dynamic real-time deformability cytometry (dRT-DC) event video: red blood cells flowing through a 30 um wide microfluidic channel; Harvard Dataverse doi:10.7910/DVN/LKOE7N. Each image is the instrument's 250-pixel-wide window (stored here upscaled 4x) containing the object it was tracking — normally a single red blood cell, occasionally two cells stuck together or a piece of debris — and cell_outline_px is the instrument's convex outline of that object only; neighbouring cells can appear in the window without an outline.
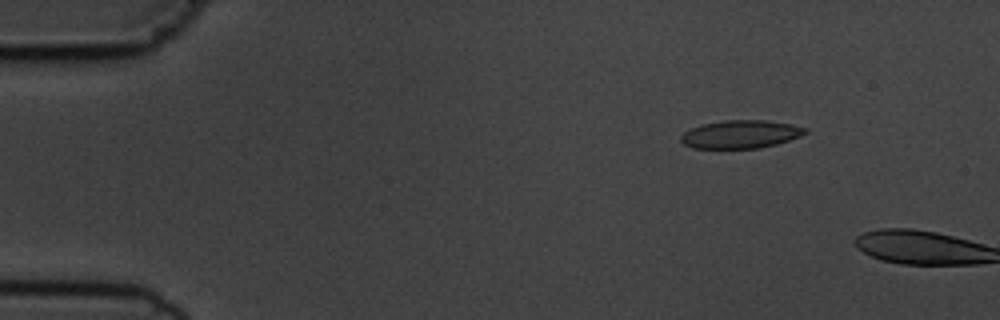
{"species": "common noctule bat (a hibernating species)", "species_latin": "Nyctalus noctula", "temperature_condition": "cold", "stored_images_in_passage": 2, "camera_frame_rate_fps": 3000, "um_per_image_px": 0.085, "animal": {"sex": "male", "body_mass_g": 19.5, "forearm_length_mm": 54.6}, "frame": {"image": 1, "passage_image": 1, "time_ms": 0.0, "image_size_px": [1000, 320], "cell_outline_px": [[808, 132], [800, 136], [776, 144], [760, 148], [692, 148], [684, 144], [680, 140], [680, 136], [684, 132], [692, 128], [704, 124], [724, 120], [768, 120], [792, 124], [808, 128]], "centroid_in_image_um": [62.98, 11.41], "position_along_channel_um": 22.0, "area_um2": 20.35}}